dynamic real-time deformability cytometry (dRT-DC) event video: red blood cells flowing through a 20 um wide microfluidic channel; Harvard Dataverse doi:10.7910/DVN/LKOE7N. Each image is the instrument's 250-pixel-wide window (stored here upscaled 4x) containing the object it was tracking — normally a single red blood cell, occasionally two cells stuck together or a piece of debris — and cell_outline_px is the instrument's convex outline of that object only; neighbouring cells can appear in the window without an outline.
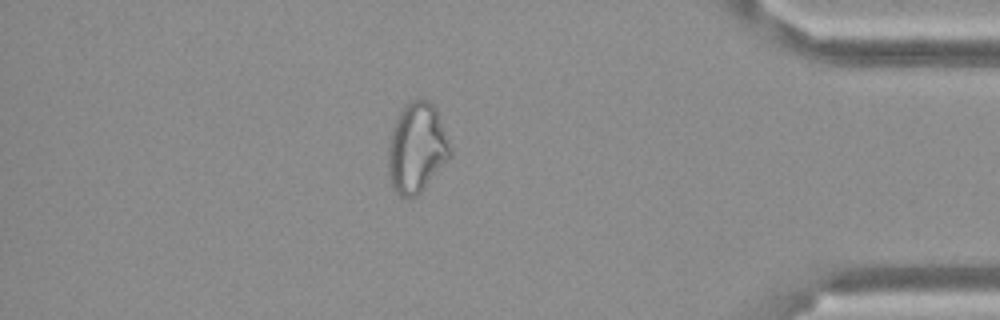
{"species": "Egyptian fruit bat (a non-hibernating species)", "species_latin": "Rousettus aegyptiacus", "temperature_condition": "cold", "stored_images_in_passage": 16, "segment_of_instrument_passage": [2, 2], "camera_frame_rate_fps": 3000, "um_per_image_px": 0.085, "frame": {"image": 1, "passage_image": 16, "time_ms": 5.0, "image_size_px": [1000, 320], "cell_outline_px": [[452, 156], [420, 192], [416, 196], [404, 200], [392, 188], [388, 172], [388, 148], [392, 128], [404, 104], [412, 100], [428, 100], [436, 108], [452, 148]], "centroid_in_image_um": [35.42, 12.6], "position_along_channel_um": 399.8, "area_um2": 32.71}}